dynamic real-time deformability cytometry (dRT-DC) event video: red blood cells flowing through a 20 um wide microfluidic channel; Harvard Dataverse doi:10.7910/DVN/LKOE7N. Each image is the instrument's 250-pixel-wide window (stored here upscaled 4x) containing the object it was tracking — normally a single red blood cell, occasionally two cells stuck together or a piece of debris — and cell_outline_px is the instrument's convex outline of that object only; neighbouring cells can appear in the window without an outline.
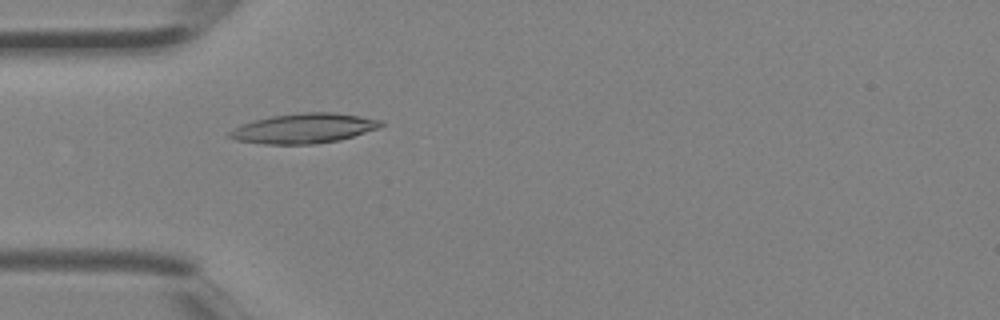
{"species": "Egyptian fruit bat (a non-hibernating species)", "species_latin": "Rousettus aegyptiacus", "temperature_condition": "room temperature", "stored_images_in_passage": 1, "camera_frame_rate_fps": 3000, "um_per_image_px": 0.085, "animal": {"sex": "female"}, "frame": {"image": 1, "passage_image": 1, "time_ms": 0.0, "image_size_px": [1000, 320], "cell_outline_px": [[384, 124], [380, 128], [340, 140], [316, 144], [264, 144], [236, 140], [228, 136], [228, 132], [252, 120], [272, 116], [304, 112], [336, 112], [360, 116], [380, 120]], "centroid_in_image_um": [25.86, 10.91], "position_along_channel_um": 59.1, "area_um2": 26.3}}